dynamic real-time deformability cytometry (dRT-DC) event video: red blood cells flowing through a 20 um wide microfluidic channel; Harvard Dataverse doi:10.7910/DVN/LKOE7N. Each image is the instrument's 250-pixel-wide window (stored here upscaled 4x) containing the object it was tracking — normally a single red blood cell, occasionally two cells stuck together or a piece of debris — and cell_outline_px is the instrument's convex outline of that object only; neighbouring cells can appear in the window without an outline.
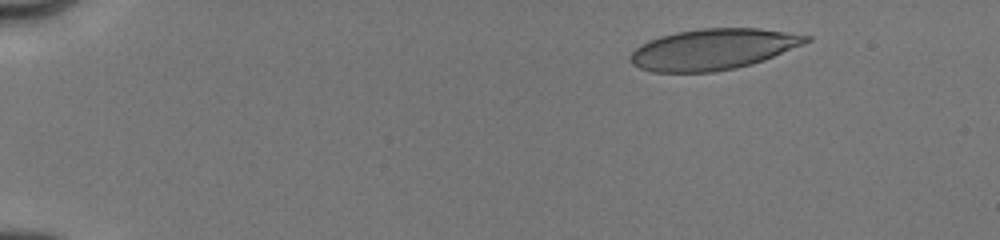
{"species": "human", "species_latin": "Homo sapiens", "temperature_condition": "cold", "stored_images_in_passage": 10, "camera_frame_rate_fps": 3000, "um_per_image_px": 0.085, "donor": {"sex": "male"}, "frame": {"image": 1, "passage_image": 3, "time_ms": 1.667, "image_size_px": [1000, 240], "cell_outline_px": [[812, 40], [804, 44], [764, 60], [752, 64], [736, 68], [712, 72], [652, 72], [640, 68], [632, 64], [628, 60], [628, 56], [640, 44], [648, 40], [660, 36], [676, 32], [700, 28], [760, 28], [812, 36]], "centroid_in_image_um": [60.59, 4.19], "position_along_channel_um": 24.4, "area_um2": 42.14}}
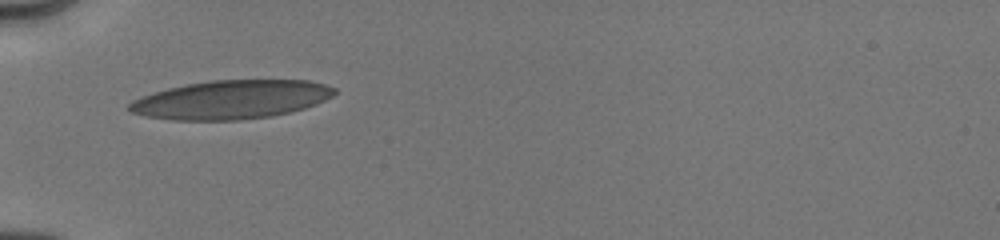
{"frame": {"image": 2, "passage_image": 8, "time_ms": 5.333, "image_size_px": [1000, 240], "cell_outline_px": [[336, 92], [332, 96], [316, 104], [304, 108], [272, 116], [240, 120], [172, 120], [148, 116], [132, 112], [128, 108], [128, 104], [132, 100], [168, 88], [208, 80], [308, 80], [324, 84], [336, 88]], "centroid_in_image_um": [19.67, 8.46], "position_along_channel_um": 65.3, "area_um2": 46.01}}